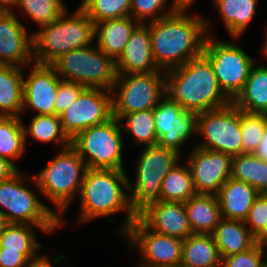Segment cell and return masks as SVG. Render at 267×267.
Here are the masks:
<instances>
[{"label": "cell", "instance_id": "cell-42", "mask_svg": "<svg viewBox=\"0 0 267 267\" xmlns=\"http://www.w3.org/2000/svg\"><path fill=\"white\" fill-rule=\"evenodd\" d=\"M31 264L23 253L0 248V267H29Z\"/></svg>", "mask_w": 267, "mask_h": 267}, {"label": "cell", "instance_id": "cell-6", "mask_svg": "<svg viewBox=\"0 0 267 267\" xmlns=\"http://www.w3.org/2000/svg\"><path fill=\"white\" fill-rule=\"evenodd\" d=\"M25 178L19 170L11 178L0 181V212L7 223L40 226L45 234L55 232L60 227V219L55 210L39 200L33 189L25 186Z\"/></svg>", "mask_w": 267, "mask_h": 267}, {"label": "cell", "instance_id": "cell-4", "mask_svg": "<svg viewBox=\"0 0 267 267\" xmlns=\"http://www.w3.org/2000/svg\"><path fill=\"white\" fill-rule=\"evenodd\" d=\"M94 37L95 24L80 7L72 14L66 10L55 21L33 31L35 63L52 65L71 50L92 45Z\"/></svg>", "mask_w": 267, "mask_h": 267}, {"label": "cell", "instance_id": "cell-33", "mask_svg": "<svg viewBox=\"0 0 267 267\" xmlns=\"http://www.w3.org/2000/svg\"><path fill=\"white\" fill-rule=\"evenodd\" d=\"M23 129L25 144L27 143V136L30 135L31 138L40 143L55 142L54 144L61 149L71 145V141L62 132L59 115H34L29 126L23 122Z\"/></svg>", "mask_w": 267, "mask_h": 267}, {"label": "cell", "instance_id": "cell-40", "mask_svg": "<svg viewBox=\"0 0 267 267\" xmlns=\"http://www.w3.org/2000/svg\"><path fill=\"white\" fill-rule=\"evenodd\" d=\"M85 88V86L77 82L62 79L58 84V91L54 102L55 114L60 115L65 111Z\"/></svg>", "mask_w": 267, "mask_h": 267}, {"label": "cell", "instance_id": "cell-12", "mask_svg": "<svg viewBox=\"0 0 267 267\" xmlns=\"http://www.w3.org/2000/svg\"><path fill=\"white\" fill-rule=\"evenodd\" d=\"M197 134L203 141L193 146L231 156L243 154L241 110L232 102L223 108L198 113Z\"/></svg>", "mask_w": 267, "mask_h": 267}, {"label": "cell", "instance_id": "cell-49", "mask_svg": "<svg viewBox=\"0 0 267 267\" xmlns=\"http://www.w3.org/2000/svg\"><path fill=\"white\" fill-rule=\"evenodd\" d=\"M265 32H267V29H266V31ZM262 53H263V56L266 58V60H267V33H266V39H265V42H264V44H263V46H262Z\"/></svg>", "mask_w": 267, "mask_h": 267}, {"label": "cell", "instance_id": "cell-30", "mask_svg": "<svg viewBox=\"0 0 267 267\" xmlns=\"http://www.w3.org/2000/svg\"><path fill=\"white\" fill-rule=\"evenodd\" d=\"M231 178L253 186L267 194V160L255 153L232 156Z\"/></svg>", "mask_w": 267, "mask_h": 267}, {"label": "cell", "instance_id": "cell-1", "mask_svg": "<svg viewBox=\"0 0 267 267\" xmlns=\"http://www.w3.org/2000/svg\"><path fill=\"white\" fill-rule=\"evenodd\" d=\"M188 9L180 6L172 14L148 23L153 57L161 70L182 66L203 53L211 20L190 14Z\"/></svg>", "mask_w": 267, "mask_h": 267}, {"label": "cell", "instance_id": "cell-3", "mask_svg": "<svg viewBox=\"0 0 267 267\" xmlns=\"http://www.w3.org/2000/svg\"><path fill=\"white\" fill-rule=\"evenodd\" d=\"M128 180L125 170L88 168L78 196L81 201L79 223L124 211L126 219L116 233L123 236L137 218L130 206L129 194L125 193L128 192Z\"/></svg>", "mask_w": 267, "mask_h": 267}, {"label": "cell", "instance_id": "cell-20", "mask_svg": "<svg viewBox=\"0 0 267 267\" xmlns=\"http://www.w3.org/2000/svg\"><path fill=\"white\" fill-rule=\"evenodd\" d=\"M118 74L151 73L160 71L153 53L149 25L139 23L130 35L120 58L116 61Z\"/></svg>", "mask_w": 267, "mask_h": 267}, {"label": "cell", "instance_id": "cell-26", "mask_svg": "<svg viewBox=\"0 0 267 267\" xmlns=\"http://www.w3.org/2000/svg\"><path fill=\"white\" fill-rule=\"evenodd\" d=\"M24 71L16 65L0 64V116H21Z\"/></svg>", "mask_w": 267, "mask_h": 267}, {"label": "cell", "instance_id": "cell-28", "mask_svg": "<svg viewBox=\"0 0 267 267\" xmlns=\"http://www.w3.org/2000/svg\"><path fill=\"white\" fill-rule=\"evenodd\" d=\"M228 35L238 40L256 16L259 0H212Z\"/></svg>", "mask_w": 267, "mask_h": 267}, {"label": "cell", "instance_id": "cell-25", "mask_svg": "<svg viewBox=\"0 0 267 267\" xmlns=\"http://www.w3.org/2000/svg\"><path fill=\"white\" fill-rule=\"evenodd\" d=\"M34 228L45 231L40 226L7 223L0 232V248L23 253L32 263L38 262L46 254L38 255L42 244L37 240ZM41 244V245H40Z\"/></svg>", "mask_w": 267, "mask_h": 267}, {"label": "cell", "instance_id": "cell-46", "mask_svg": "<svg viewBox=\"0 0 267 267\" xmlns=\"http://www.w3.org/2000/svg\"><path fill=\"white\" fill-rule=\"evenodd\" d=\"M259 157H263L267 160V128L265 130V134L263 136V140L260 143V146L258 147L256 153Z\"/></svg>", "mask_w": 267, "mask_h": 267}, {"label": "cell", "instance_id": "cell-27", "mask_svg": "<svg viewBox=\"0 0 267 267\" xmlns=\"http://www.w3.org/2000/svg\"><path fill=\"white\" fill-rule=\"evenodd\" d=\"M232 103L242 111L267 114V66L255 63Z\"/></svg>", "mask_w": 267, "mask_h": 267}, {"label": "cell", "instance_id": "cell-50", "mask_svg": "<svg viewBox=\"0 0 267 267\" xmlns=\"http://www.w3.org/2000/svg\"><path fill=\"white\" fill-rule=\"evenodd\" d=\"M6 224H7V222H6L3 214L0 212V232L5 227Z\"/></svg>", "mask_w": 267, "mask_h": 267}, {"label": "cell", "instance_id": "cell-44", "mask_svg": "<svg viewBox=\"0 0 267 267\" xmlns=\"http://www.w3.org/2000/svg\"><path fill=\"white\" fill-rule=\"evenodd\" d=\"M64 254H58L56 255L52 260L49 258V256L45 255L41 260L38 262L32 263L29 267H54L56 264H60L63 260L65 261Z\"/></svg>", "mask_w": 267, "mask_h": 267}, {"label": "cell", "instance_id": "cell-32", "mask_svg": "<svg viewBox=\"0 0 267 267\" xmlns=\"http://www.w3.org/2000/svg\"><path fill=\"white\" fill-rule=\"evenodd\" d=\"M22 120L16 116H0V156L14 164L26 153Z\"/></svg>", "mask_w": 267, "mask_h": 267}, {"label": "cell", "instance_id": "cell-45", "mask_svg": "<svg viewBox=\"0 0 267 267\" xmlns=\"http://www.w3.org/2000/svg\"><path fill=\"white\" fill-rule=\"evenodd\" d=\"M19 0H0V12H14Z\"/></svg>", "mask_w": 267, "mask_h": 267}, {"label": "cell", "instance_id": "cell-21", "mask_svg": "<svg viewBox=\"0 0 267 267\" xmlns=\"http://www.w3.org/2000/svg\"><path fill=\"white\" fill-rule=\"evenodd\" d=\"M259 195L253 186L230 177L216 194L222 218L245 221Z\"/></svg>", "mask_w": 267, "mask_h": 267}, {"label": "cell", "instance_id": "cell-17", "mask_svg": "<svg viewBox=\"0 0 267 267\" xmlns=\"http://www.w3.org/2000/svg\"><path fill=\"white\" fill-rule=\"evenodd\" d=\"M30 73L23 76V108L37 111L35 115L55 114V99L62 78L52 65L33 63ZM27 77V78H26Z\"/></svg>", "mask_w": 267, "mask_h": 267}, {"label": "cell", "instance_id": "cell-9", "mask_svg": "<svg viewBox=\"0 0 267 267\" xmlns=\"http://www.w3.org/2000/svg\"><path fill=\"white\" fill-rule=\"evenodd\" d=\"M119 123L113 116L105 123L80 131L72 140L71 145L87 168L125 170L123 131Z\"/></svg>", "mask_w": 267, "mask_h": 267}, {"label": "cell", "instance_id": "cell-43", "mask_svg": "<svg viewBox=\"0 0 267 267\" xmlns=\"http://www.w3.org/2000/svg\"><path fill=\"white\" fill-rule=\"evenodd\" d=\"M16 166L17 165L10 160L0 156V181L7 180L14 176L19 171V168Z\"/></svg>", "mask_w": 267, "mask_h": 267}, {"label": "cell", "instance_id": "cell-35", "mask_svg": "<svg viewBox=\"0 0 267 267\" xmlns=\"http://www.w3.org/2000/svg\"><path fill=\"white\" fill-rule=\"evenodd\" d=\"M16 8L35 22L39 28L55 21L69 10L64 0H19Z\"/></svg>", "mask_w": 267, "mask_h": 267}, {"label": "cell", "instance_id": "cell-10", "mask_svg": "<svg viewBox=\"0 0 267 267\" xmlns=\"http://www.w3.org/2000/svg\"><path fill=\"white\" fill-rule=\"evenodd\" d=\"M213 36V33L207 35L203 54L211 63L221 90L233 101L243 90L256 60L236 42L217 40Z\"/></svg>", "mask_w": 267, "mask_h": 267}, {"label": "cell", "instance_id": "cell-39", "mask_svg": "<svg viewBox=\"0 0 267 267\" xmlns=\"http://www.w3.org/2000/svg\"><path fill=\"white\" fill-rule=\"evenodd\" d=\"M265 250L255 244L252 248L222 258L220 267H264Z\"/></svg>", "mask_w": 267, "mask_h": 267}, {"label": "cell", "instance_id": "cell-29", "mask_svg": "<svg viewBox=\"0 0 267 267\" xmlns=\"http://www.w3.org/2000/svg\"><path fill=\"white\" fill-rule=\"evenodd\" d=\"M221 261L212 234H192L184 240L180 267H220Z\"/></svg>", "mask_w": 267, "mask_h": 267}, {"label": "cell", "instance_id": "cell-31", "mask_svg": "<svg viewBox=\"0 0 267 267\" xmlns=\"http://www.w3.org/2000/svg\"><path fill=\"white\" fill-rule=\"evenodd\" d=\"M196 193L193 176L187 163H178L162 180L160 200L185 203Z\"/></svg>", "mask_w": 267, "mask_h": 267}, {"label": "cell", "instance_id": "cell-41", "mask_svg": "<svg viewBox=\"0 0 267 267\" xmlns=\"http://www.w3.org/2000/svg\"><path fill=\"white\" fill-rule=\"evenodd\" d=\"M244 222L255 237L263 230L267 223V194L256 198Z\"/></svg>", "mask_w": 267, "mask_h": 267}, {"label": "cell", "instance_id": "cell-18", "mask_svg": "<svg viewBox=\"0 0 267 267\" xmlns=\"http://www.w3.org/2000/svg\"><path fill=\"white\" fill-rule=\"evenodd\" d=\"M27 29L14 12H0V64L24 68L35 63L33 32Z\"/></svg>", "mask_w": 267, "mask_h": 267}, {"label": "cell", "instance_id": "cell-8", "mask_svg": "<svg viewBox=\"0 0 267 267\" xmlns=\"http://www.w3.org/2000/svg\"><path fill=\"white\" fill-rule=\"evenodd\" d=\"M52 66L63 80L77 82L86 88H98L110 92L118 75L116 61L96 44L71 50L56 60Z\"/></svg>", "mask_w": 267, "mask_h": 267}, {"label": "cell", "instance_id": "cell-48", "mask_svg": "<svg viewBox=\"0 0 267 267\" xmlns=\"http://www.w3.org/2000/svg\"><path fill=\"white\" fill-rule=\"evenodd\" d=\"M179 6L192 7L197 0H174Z\"/></svg>", "mask_w": 267, "mask_h": 267}, {"label": "cell", "instance_id": "cell-38", "mask_svg": "<svg viewBox=\"0 0 267 267\" xmlns=\"http://www.w3.org/2000/svg\"><path fill=\"white\" fill-rule=\"evenodd\" d=\"M168 3V0H131L130 16L142 24L159 20L180 7L174 0L170 6Z\"/></svg>", "mask_w": 267, "mask_h": 267}, {"label": "cell", "instance_id": "cell-2", "mask_svg": "<svg viewBox=\"0 0 267 267\" xmlns=\"http://www.w3.org/2000/svg\"><path fill=\"white\" fill-rule=\"evenodd\" d=\"M165 73L166 95L186 111L198 114L232 102L221 90L211 63L203 53Z\"/></svg>", "mask_w": 267, "mask_h": 267}, {"label": "cell", "instance_id": "cell-36", "mask_svg": "<svg viewBox=\"0 0 267 267\" xmlns=\"http://www.w3.org/2000/svg\"><path fill=\"white\" fill-rule=\"evenodd\" d=\"M79 7L96 24L130 16L131 0H82Z\"/></svg>", "mask_w": 267, "mask_h": 267}, {"label": "cell", "instance_id": "cell-24", "mask_svg": "<svg viewBox=\"0 0 267 267\" xmlns=\"http://www.w3.org/2000/svg\"><path fill=\"white\" fill-rule=\"evenodd\" d=\"M221 258L246 251L256 244L244 221L222 218L212 232Z\"/></svg>", "mask_w": 267, "mask_h": 267}, {"label": "cell", "instance_id": "cell-34", "mask_svg": "<svg viewBox=\"0 0 267 267\" xmlns=\"http://www.w3.org/2000/svg\"><path fill=\"white\" fill-rule=\"evenodd\" d=\"M119 122L123 133L132 134L135 145L149 147L158 144L152 109L124 114Z\"/></svg>", "mask_w": 267, "mask_h": 267}, {"label": "cell", "instance_id": "cell-16", "mask_svg": "<svg viewBox=\"0 0 267 267\" xmlns=\"http://www.w3.org/2000/svg\"><path fill=\"white\" fill-rule=\"evenodd\" d=\"M187 157L197 194L216 195L231 177V155L194 146Z\"/></svg>", "mask_w": 267, "mask_h": 267}, {"label": "cell", "instance_id": "cell-22", "mask_svg": "<svg viewBox=\"0 0 267 267\" xmlns=\"http://www.w3.org/2000/svg\"><path fill=\"white\" fill-rule=\"evenodd\" d=\"M139 23L131 16L104 20L95 24L96 46L117 61L125 50L130 35Z\"/></svg>", "mask_w": 267, "mask_h": 267}, {"label": "cell", "instance_id": "cell-37", "mask_svg": "<svg viewBox=\"0 0 267 267\" xmlns=\"http://www.w3.org/2000/svg\"><path fill=\"white\" fill-rule=\"evenodd\" d=\"M267 128V114L241 110L243 153H256Z\"/></svg>", "mask_w": 267, "mask_h": 267}, {"label": "cell", "instance_id": "cell-47", "mask_svg": "<svg viewBox=\"0 0 267 267\" xmlns=\"http://www.w3.org/2000/svg\"><path fill=\"white\" fill-rule=\"evenodd\" d=\"M255 240L257 245L263 248L267 246V223L263 230L255 237Z\"/></svg>", "mask_w": 267, "mask_h": 267}, {"label": "cell", "instance_id": "cell-19", "mask_svg": "<svg viewBox=\"0 0 267 267\" xmlns=\"http://www.w3.org/2000/svg\"><path fill=\"white\" fill-rule=\"evenodd\" d=\"M137 217L152 231L186 240L193 234L184 203L157 201L150 203Z\"/></svg>", "mask_w": 267, "mask_h": 267}, {"label": "cell", "instance_id": "cell-7", "mask_svg": "<svg viewBox=\"0 0 267 267\" xmlns=\"http://www.w3.org/2000/svg\"><path fill=\"white\" fill-rule=\"evenodd\" d=\"M180 157L179 152L158 145L143 148L136 160L135 182L128 180L129 202L136 215L160 200L162 180L180 162Z\"/></svg>", "mask_w": 267, "mask_h": 267}, {"label": "cell", "instance_id": "cell-5", "mask_svg": "<svg viewBox=\"0 0 267 267\" xmlns=\"http://www.w3.org/2000/svg\"><path fill=\"white\" fill-rule=\"evenodd\" d=\"M87 169L77 150L70 145L60 149L38 174L29 178L40 195L54 204L60 227L65 224L60 215H63L70 203L79 196Z\"/></svg>", "mask_w": 267, "mask_h": 267}, {"label": "cell", "instance_id": "cell-11", "mask_svg": "<svg viewBox=\"0 0 267 267\" xmlns=\"http://www.w3.org/2000/svg\"><path fill=\"white\" fill-rule=\"evenodd\" d=\"M166 94L164 70L151 73L118 74L112 89L113 116L151 110Z\"/></svg>", "mask_w": 267, "mask_h": 267}, {"label": "cell", "instance_id": "cell-13", "mask_svg": "<svg viewBox=\"0 0 267 267\" xmlns=\"http://www.w3.org/2000/svg\"><path fill=\"white\" fill-rule=\"evenodd\" d=\"M122 237L128 239L130 249L136 248L140 252L141 258L136 267L181 266L184 240L156 233L138 217Z\"/></svg>", "mask_w": 267, "mask_h": 267}, {"label": "cell", "instance_id": "cell-23", "mask_svg": "<svg viewBox=\"0 0 267 267\" xmlns=\"http://www.w3.org/2000/svg\"><path fill=\"white\" fill-rule=\"evenodd\" d=\"M184 207L193 234H212L222 219L217 196L213 194H195Z\"/></svg>", "mask_w": 267, "mask_h": 267}, {"label": "cell", "instance_id": "cell-15", "mask_svg": "<svg viewBox=\"0 0 267 267\" xmlns=\"http://www.w3.org/2000/svg\"><path fill=\"white\" fill-rule=\"evenodd\" d=\"M152 111L155 118L157 145L182 154V146L197 134V114L184 110L166 94Z\"/></svg>", "mask_w": 267, "mask_h": 267}, {"label": "cell", "instance_id": "cell-51", "mask_svg": "<svg viewBox=\"0 0 267 267\" xmlns=\"http://www.w3.org/2000/svg\"><path fill=\"white\" fill-rule=\"evenodd\" d=\"M265 250V259H266V264H267V246L264 247Z\"/></svg>", "mask_w": 267, "mask_h": 267}, {"label": "cell", "instance_id": "cell-14", "mask_svg": "<svg viewBox=\"0 0 267 267\" xmlns=\"http://www.w3.org/2000/svg\"><path fill=\"white\" fill-rule=\"evenodd\" d=\"M59 116L62 132L72 142L80 131L105 123L113 117L112 92L85 88Z\"/></svg>", "mask_w": 267, "mask_h": 267}]
</instances>
